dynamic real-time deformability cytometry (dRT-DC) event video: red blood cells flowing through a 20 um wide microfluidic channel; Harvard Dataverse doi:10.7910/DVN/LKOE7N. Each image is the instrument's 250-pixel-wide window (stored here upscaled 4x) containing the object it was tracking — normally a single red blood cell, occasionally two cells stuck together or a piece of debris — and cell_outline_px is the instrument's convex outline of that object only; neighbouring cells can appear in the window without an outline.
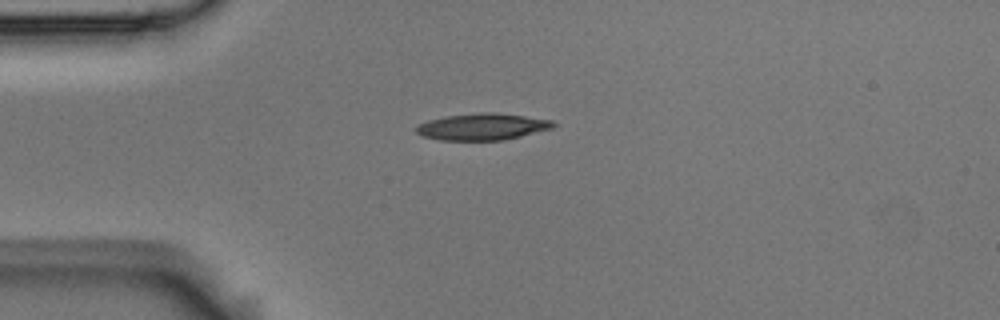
{"species": "Egyptian fruit bat (a non-hibernating species)", "species_latin": "Rousettus aegyptiacus", "temperature_condition": "room temperature", "stored_images_in_passage": 3, "camera_frame_rate_fps": 3000, "um_per_image_px": 0.085, "animal": {"sex": "male"}, "frame": {"image": 1, "passage_image": 1, "time_ms": 0.0, "image_size_px": [1000, 320], "cell_outline_px": [[556, 124], [552, 128], [504, 140], [440, 140], [424, 136], [416, 132], [416, 128], [420, 124], [428, 120], [444, 116], [480, 112], [492, 112], [524, 116], [552, 120]], "centroid_in_image_um": [40.99, 10.76], "position_along_channel_um": 44.0, "area_um2": 21.1}}
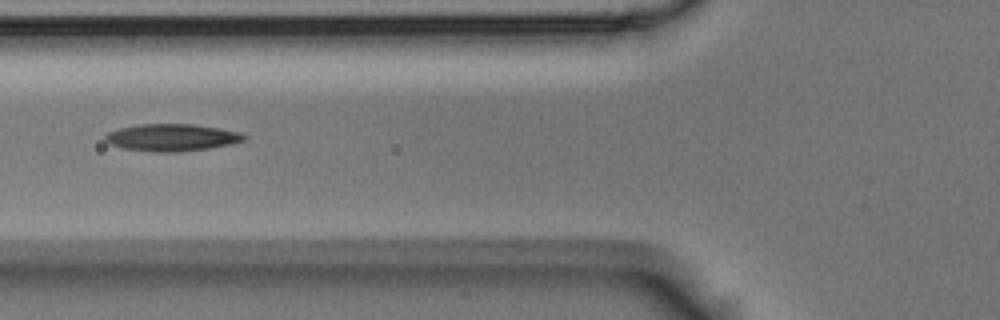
{"frame": {"image": 2, "passage_image": 3, "time_ms": 0.667, "image_size_px": [1000, 320], "cell_outline_px": [[248, 140], [232, 144], [208, 148], [180, 152], [152, 152], [120, 148], [108, 144], [104, 140], [104, 136], [108, 132], [120, 128], [140, 124], [192, 124], [240, 132], [248, 136]], "centroid_in_image_um": [14.59, 11.7], "position_along_channel_um": 111.2, "area_um2": 22.2}}